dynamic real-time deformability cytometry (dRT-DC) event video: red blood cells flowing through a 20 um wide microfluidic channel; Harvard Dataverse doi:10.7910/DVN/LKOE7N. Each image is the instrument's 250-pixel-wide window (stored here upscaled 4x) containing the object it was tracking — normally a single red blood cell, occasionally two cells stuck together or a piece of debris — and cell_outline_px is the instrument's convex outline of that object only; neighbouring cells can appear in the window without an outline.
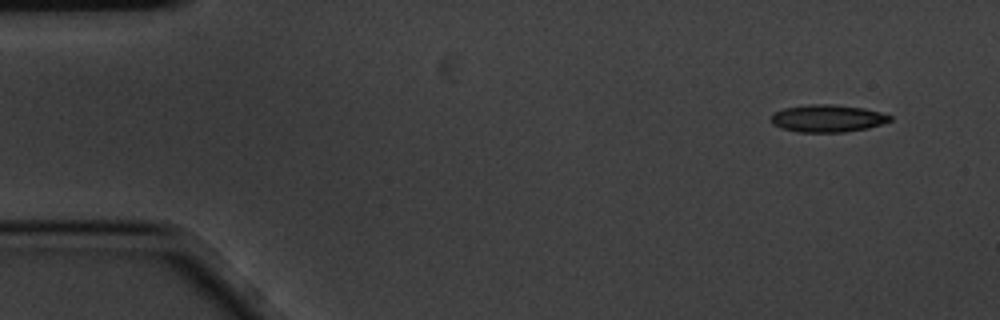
{"species": "common noctule bat (a hibernating species)", "species_latin": "Nyctalus noctula", "temperature_condition": "cold", "stored_images_in_passage": 7, "camera_frame_rate_fps": 3000, "um_per_image_px": 0.085, "animal": {"sex": "male", "body_mass_g": 20.1, "forearm_length_mm": 53.5}, "frame": {"image": 1, "passage_image": 1, "time_ms": 0.0, "image_size_px": [1000, 320], "cell_outline_px": [[892, 120], [868, 128], [844, 132], [800, 132], [780, 128], [772, 124], [772, 116], [776, 112], [784, 108], [808, 104], [836, 104], [864, 108], [880, 112], [892, 116]], "centroid_in_image_um": [70.35, 10.06], "position_along_channel_um": 14.6, "area_um2": 18.96}}
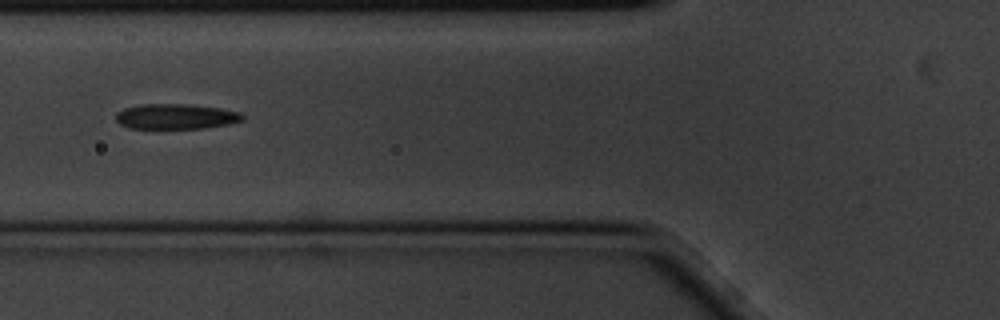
{"frame": {"image": 2, "passage_image": 6, "time_ms": 1.667, "image_size_px": [1000, 320], "cell_outline_px": [[244, 120], [228, 124], [204, 128], [128, 128], [120, 124], [116, 120], [116, 112], [124, 108], [140, 104], [192, 104], [220, 108], [240, 112], [244, 116]], "centroid_in_image_um": [14.95, 9.89], "position_along_channel_um": 110.9, "area_um2": 18.73}}
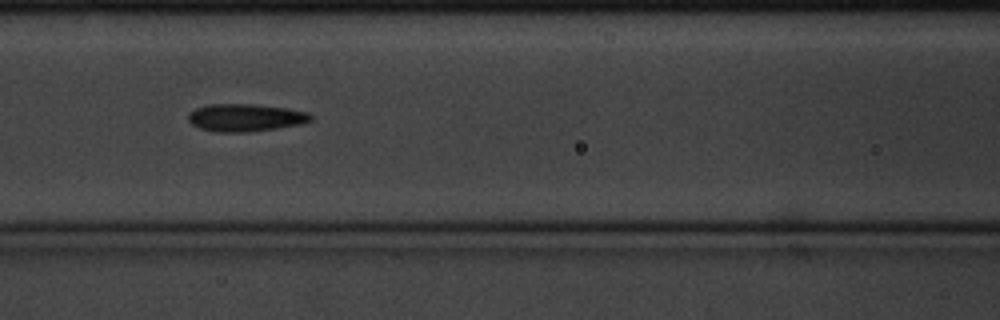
{"frame": {"image": 3, "passage_image": 7, "time_ms": 2.0, "image_size_px": [1000, 320], "cell_outline_px": [[312, 120], [304, 124], [248, 132], [212, 132], [200, 128], [192, 124], [188, 120], [188, 116], [196, 108], [208, 104], [252, 104], [288, 108], [308, 112], [312, 116]], "centroid_in_image_um": [20.89, 10.0], "position_along_channel_um": 145.7, "area_um2": 19.77}}